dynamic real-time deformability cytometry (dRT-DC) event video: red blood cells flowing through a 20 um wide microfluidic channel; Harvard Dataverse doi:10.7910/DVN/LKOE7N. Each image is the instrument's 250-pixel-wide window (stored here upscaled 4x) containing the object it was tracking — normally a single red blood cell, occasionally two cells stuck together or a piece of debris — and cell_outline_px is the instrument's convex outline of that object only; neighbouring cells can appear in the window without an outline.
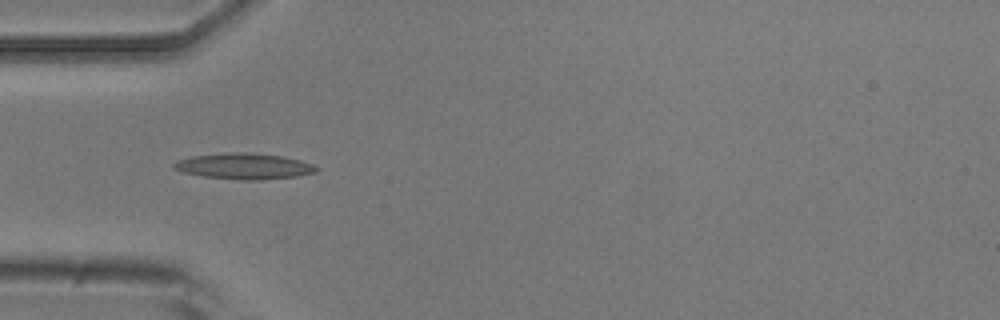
{"species": "common noctule bat (a hibernating species)", "species_latin": "Nyctalus noctula", "temperature_condition": "room temperature", "stored_images_in_passage": 7, "camera_frame_rate_fps": 3000, "um_per_image_px": 0.085, "animal": {"sex": "male", "body_mass_g": 20.5, "forearm_length_mm": 52.5}, "frame": {"image": 1, "passage_image": 4, "time_ms": 3.333, "image_size_px": [1000, 320], "cell_outline_px": [[320, 168], [316, 172], [296, 176], [260, 180], [244, 180], [204, 176], [180, 172], [172, 168], [172, 164], [176, 160], [192, 156], [232, 152], [244, 152], [284, 156], [300, 160], [312, 164]], "centroid_in_image_um": [20.73, 14.12], "position_along_channel_um": 64.3, "area_um2": 21.56}}
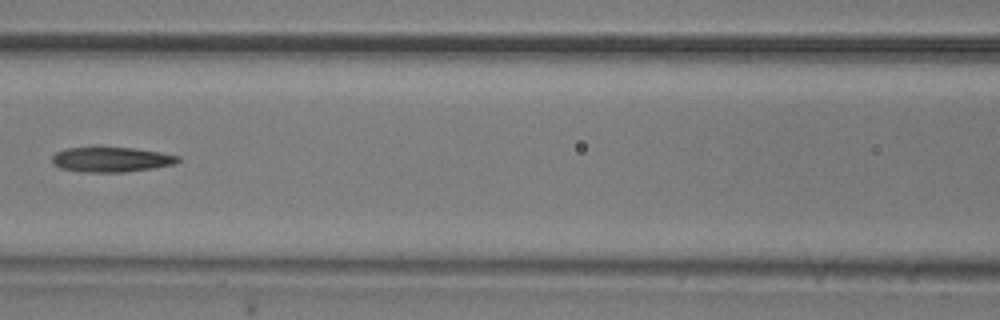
{"frame": {"image": 2, "passage_image": 6, "time_ms": 5.667, "image_size_px": [1000, 320], "cell_outline_px": [[180, 160], [172, 164], [152, 168], [124, 172], [84, 172], [60, 168], [52, 164], [52, 156], [56, 152], [64, 148], [132, 148], [160, 152], [180, 156]], "centroid_in_image_um": [9.42, 13.56], "position_along_channel_um": 157.2, "area_um2": 18.09}}
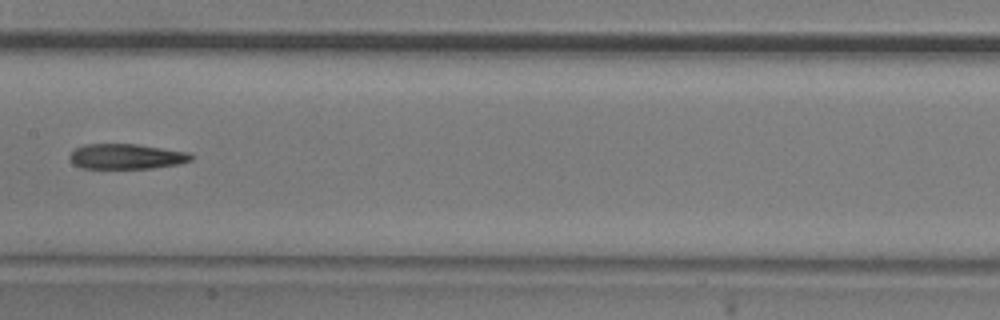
{"frame": {"image": 3, "passage_image": 7, "time_ms": 6.667, "image_size_px": [1000, 320], "cell_outline_px": [[192, 160], [176, 164], [152, 168], [80, 168], [72, 164], [68, 156], [76, 148], [84, 144], [136, 144], [188, 152], [192, 156]], "centroid_in_image_um": [10.68, 13.3], "position_along_channel_um": 196.7, "area_um2": 17.74}}